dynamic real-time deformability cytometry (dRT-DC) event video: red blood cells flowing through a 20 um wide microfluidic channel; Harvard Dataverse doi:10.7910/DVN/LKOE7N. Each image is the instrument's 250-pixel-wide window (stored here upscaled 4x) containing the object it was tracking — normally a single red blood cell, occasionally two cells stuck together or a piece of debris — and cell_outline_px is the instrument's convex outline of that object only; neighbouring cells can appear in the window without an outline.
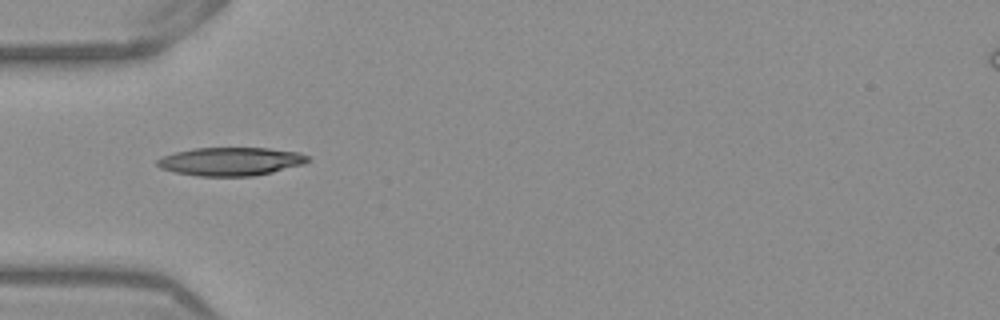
{"species": "Egyptian fruit bat (a non-hibernating species)", "species_latin": "Rousettus aegyptiacus", "temperature_condition": "warm", "stored_images_in_passage": 37, "camera_frame_rate_fps": 3000, "um_per_image_px": 0.085, "frame": {"image": 1, "passage_image": 1, "time_ms": 0.0, "image_size_px": [1000, 320], "cell_outline_px": [[312, 160], [304, 164], [272, 172], [252, 176], [196, 176], [176, 172], [160, 168], [156, 164], [156, 160], [160, 156], [192, 148], [268, 148], [300, 152], [308, 156]], "centroid_in_image_um": [19.61, 13.72], "position_along_channel_um": 65.4, "area_um2": 25.03}}
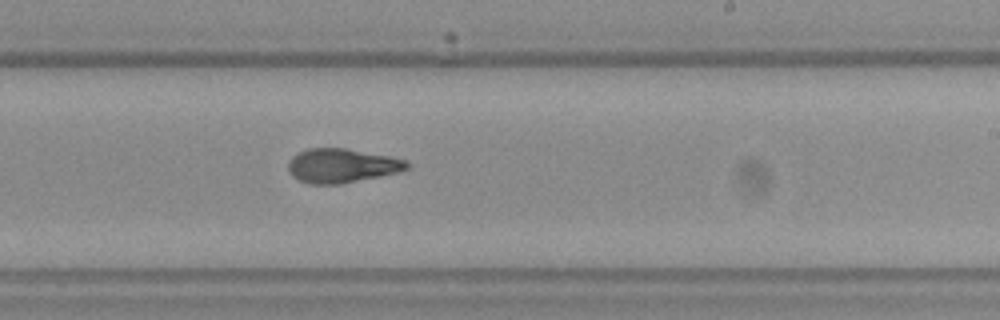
{"frame": {"image": 2, "passage_image": 16, "time_ms": 5.0, "image_size_px": [1000, 320], "cell_outline_px": [[412, 168], [400, 172], [340, 184], [308, 184], [296, 180], [288, 172], [288, 160], [292, 156], [308, 148], [344, 148], [388, 156], [404, 160], [412, 164]], "centroid_in_image_um": [29.04, 14.09], "position_along_channel_um": 260.0, "area_um2": 23.81}}
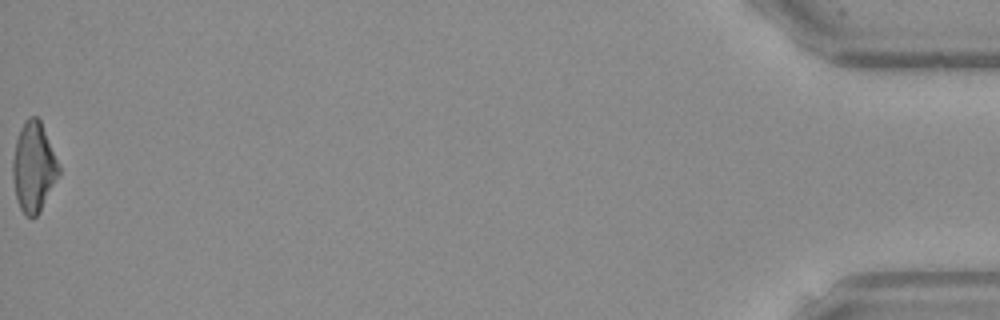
{"frame": {"image": 3, "passage_image": 37, "time_ms": 12.0, "image_size_px": [1000, 320], "cell_outline_px": [[60, 176], [40, 212], [36, 216], [28, 216], [20, 208], [16, 196], [12, 176], [12, 160], [16, 140], [20, 128], [24, 120], [28, 116], [36, 116], [40, 120], [60, 164]], "centroid_in_image_um": [2.88, 14.18], "position_along_channel_um": 432.3, "area_um2": 24.33}, "authors_computed_cell_mechanics": {"area_um2": 23.9292, "velocity_mm_per_s": 3.892, "shape_relaxation_time_tau1_ms": 9.0607, "shape_relaxation_time_tau2_ms": 1.5542, "deformation_change_tau1": 0.2528, "deformation_change_tau2": 0.0793}}